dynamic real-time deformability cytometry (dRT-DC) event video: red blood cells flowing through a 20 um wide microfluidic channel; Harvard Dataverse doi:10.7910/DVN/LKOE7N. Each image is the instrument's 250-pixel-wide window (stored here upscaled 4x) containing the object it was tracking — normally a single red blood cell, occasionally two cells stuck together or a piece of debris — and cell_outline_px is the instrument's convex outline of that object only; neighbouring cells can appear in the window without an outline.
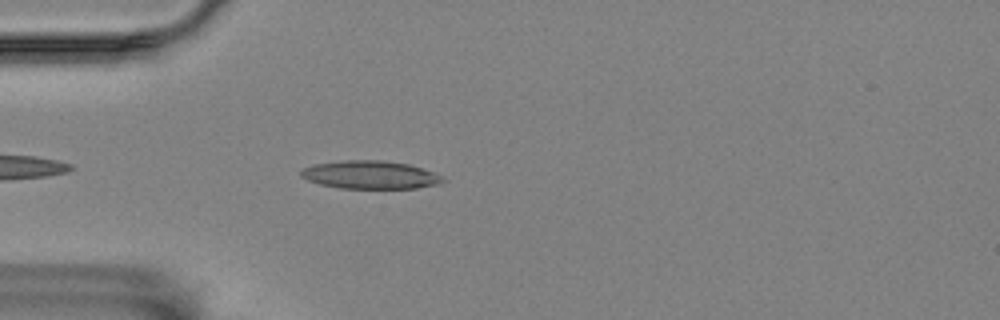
{"species": "Egyptian fruit bat (a non-hibernating species)", "species_latin": "Rousettus aegyptiacus", "temperature_condition": "room temperature", "stored_images_in_passage": 44, "camera_frame_rate_fps": 3000, "um_per_image_px": 0.085, "animal": {"sex": "female"}, "frame": {"image": 1, "passage_image": 4, "time_ms": 1.0, "image_size_px": [1000, 320], "cell_outline_px": [[444, 180], [440, 184], [416, 188], [340, 188], [320, 184], [308, 180], [300, 176], [300, 172], [304, 168], [316, 164], [344, 160], [384, 160], [408, 164], [432, 172], [440, 176]], "centroid_in_image_um": [31.45, 14.86], "position_along_channel_um": 53.5, "area_um2": 22.95}}
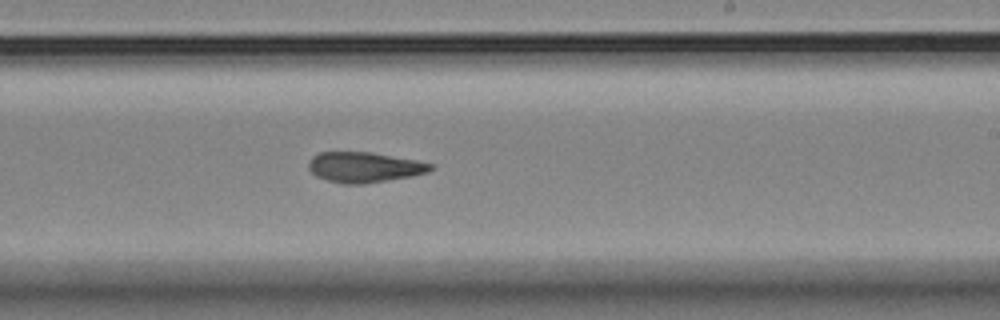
{"frame": {"image": 2, "passage_image": 22, "time_ms": 7.0, "image_size_px": [1000, 320], "cell_outline_px": [[432, 168], [428, 172], [412, 176], [360, 184], [344, 184], [328, 180], [316, 176], [308, 168], [308, 164], [312, 156], [320, 152], [372, 152], [416, 160], [432, 164]], "centroid_in_image_um": [30.94, 14.2], "position_along_channel_um": 258.1, "area_um2": 21.39}}
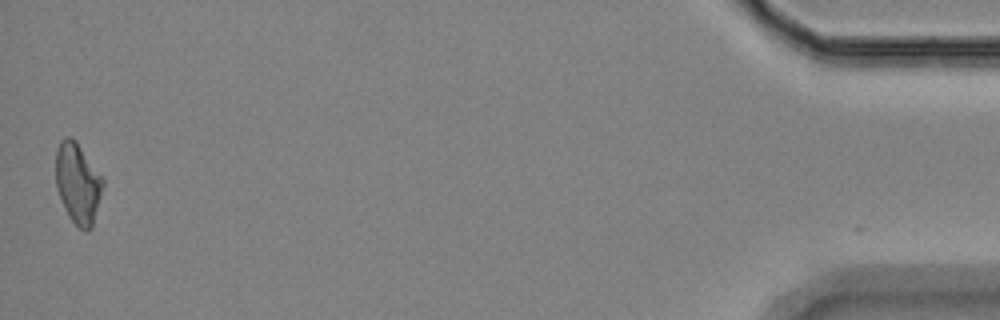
{"frame": {"image": 3, "passage_image": 44, "time_ms": 14.333, "image_size_px": [1000, 320], "cell_outline_px": [[104, 184], [92, 228], [88, 232], [84, 232], [68, 216], [60, 196], [56, 184], [56, 152], [60, 140], [64, 136], [68, 136], [76, 140], [104, 180]], "centroid_in_image_um": [6.62, 15.58], "position_along_channel_um": 428.6, "area_um2": 22.02}, "authors_computed_cell_mechanics": {"area_um2": 21.6172, "velocity_mm_per_s": 3.5287, "shape_relaxation_time_tau1_ms": null, "shape_relaxation_time_tau2_ms": 4.7264, "deformation_change_tau1": null, "deformation_change_tau2": 0.137}}